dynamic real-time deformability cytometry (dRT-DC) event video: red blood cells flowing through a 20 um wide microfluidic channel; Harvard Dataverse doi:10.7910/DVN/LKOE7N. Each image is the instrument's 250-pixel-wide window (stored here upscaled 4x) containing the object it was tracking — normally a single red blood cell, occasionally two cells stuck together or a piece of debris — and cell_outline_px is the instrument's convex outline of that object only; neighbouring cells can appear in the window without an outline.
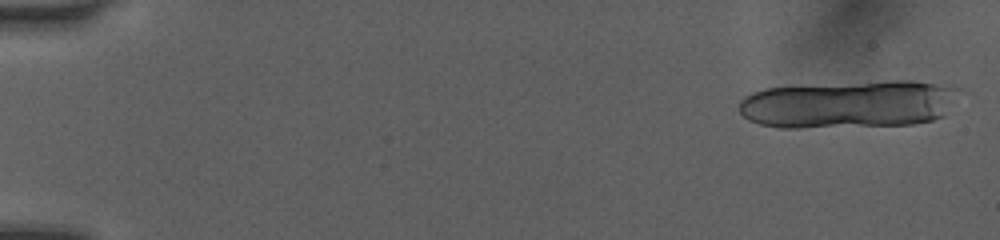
{"species": "human", "species_latin": "Homo sapiens", "temperature_condition": "room temperature", "stored_images_in_passage": 18, "camera_frame_rate_fps": 3000, "um_per_image_px": 0.085, "donor": {"sex": "female"}, "frame": {"image": 1, "passage_image": 1, "time_ms": 0.0, "image_size_px": [1000, 240], "cell_outline_px": [[972, 92], [944, 116], [932, 120], [912, 124], [800, 128], [780, 128], [760, 124], [748, 120], [740, 112], [740, 100], [744, 96], [752, 92], [764, 88], [892, 80], [912, 80], [952, 84]], "centroid_in_image_um": [72.4, 8.84], "position_along_channel_um": 12.6, "area_um2": 63.12}}